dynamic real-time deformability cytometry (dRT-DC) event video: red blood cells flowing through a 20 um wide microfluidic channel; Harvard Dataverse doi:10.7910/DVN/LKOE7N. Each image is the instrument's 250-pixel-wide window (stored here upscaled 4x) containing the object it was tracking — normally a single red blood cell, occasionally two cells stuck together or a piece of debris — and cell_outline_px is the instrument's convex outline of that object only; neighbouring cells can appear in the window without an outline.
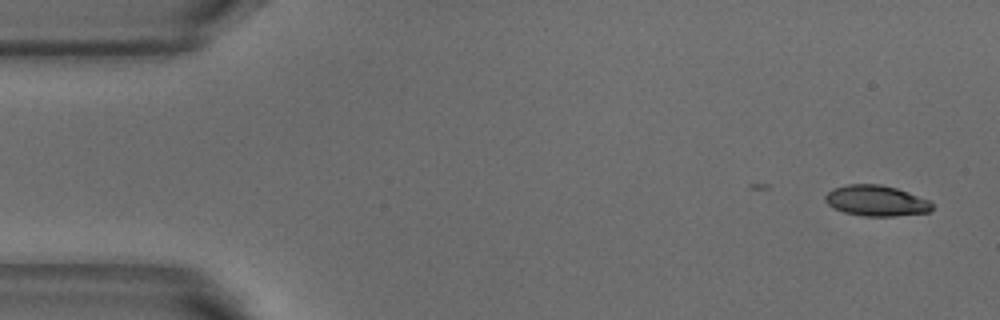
{"species": "common noctule bat (a hibernating species)", "species_latin": "Nyctalus noctula", "temperature_condition": "warm", "stored_images_in_passage": 4, "camera_frame_rate_fps": 3000, "um_per_image_px": 0.085, "animal": {"sex": "male", "body_mass_g": 18.8}, "frame": {"image": 1, "passage_image": 1, "time_ms": 0.0, "image_size_px": [1000, 320], "cell_outline_px": [[932, 208], [928, 212], [896, 216], [864, 216], [844, 212], [828, 204], [824, 200], [824, 196], [832, 188], [848, 184], [880, 184], [896, 188], [908, 192], [928, 200], [932, 204]], "centroid_in_image_um": [74.45, 17.05], "position_along_channel_um": 10.5, "area_um2": 19.02}}
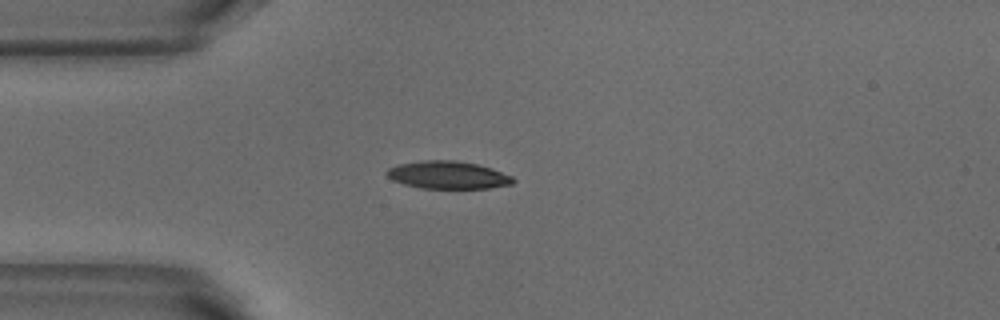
{"frame": {"image": 2, "passage_image": 4, "time_ms": 1.0, "image_size_px": [1000, 320], "cell_outline_px": [[516, 180], [512, 184], [488, 188], [420, 188], [404, 184], [392, 180], [384, 172], [388, 168], [396, 164], [420, 160], [456, 160], [476, 164], [492, 168], [512, 176]], "centroid_in_image_um": [38.04, 14.86], "position_along_channel_um": 47.0, "area_um2": 20.52}}